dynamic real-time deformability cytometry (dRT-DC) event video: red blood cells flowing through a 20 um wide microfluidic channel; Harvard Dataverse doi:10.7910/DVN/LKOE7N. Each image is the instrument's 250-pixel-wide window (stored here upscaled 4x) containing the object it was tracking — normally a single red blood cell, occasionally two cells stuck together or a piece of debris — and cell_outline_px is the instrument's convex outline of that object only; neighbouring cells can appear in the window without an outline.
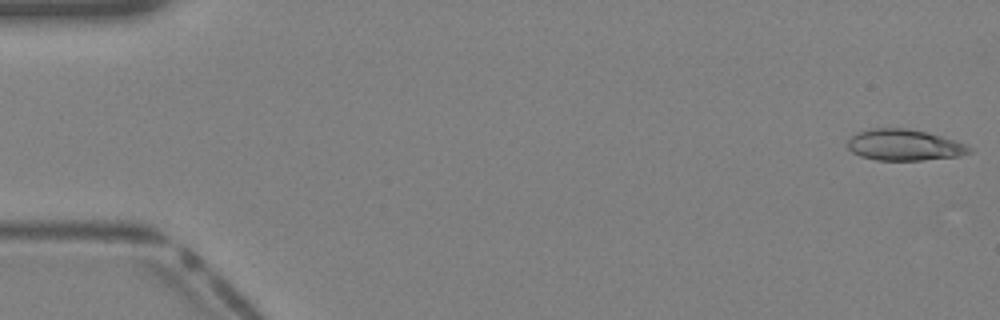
{"species": "Egyptian fruit bat (a non-hibernating species)", "species_latin": "Rousettus aegyptiacus", "temperature_condition": "warm", "stored_images_in_passage": 40, "camera_frame_rate_fps": 3000, "um_per_image_px": 0.085, "animal": {"sex": "female"}, "frame": {"image": 1, "passage_image": 1, "time_ms": 0.0, "image_size_px": [1000, 320], "cell_outline_px": [[972, 152], [960, 156], [924, 160], [876, 160], [860, 156], [852, 152], [848, 148], [848, 140], [856, 132], [872, 128], [908, 128], [928, 132], [956, 140], [968, 144], [972, 148]], "centroid_in_image_um": [76.9, 12.32], "position_along_channel_um": 8.1, "area_um2": 22.43}}
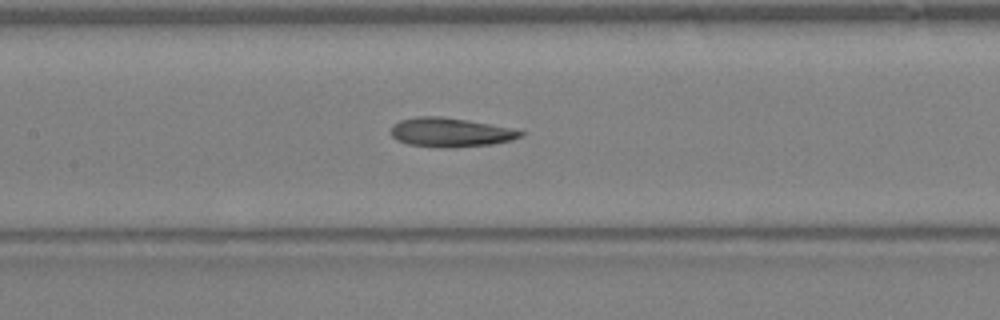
{"frame": {"image": 2, "passage_image": 19, "time_ms": 6.0, "image_size_px": [1000, 320], "cell_outline_px": [[524, 132], [520, 136], [512, 140], [492, 144], [452, 148], [440, 148], [408, 144], [396, 140], [392, 136], [392, 124], [400, 120], [416, 116], [440, 116], [468, 120], [508, 128]], "centroid_in_image_um": [38.22, 11.25], "position_along_channel_um": 169.2, "area_um2": 21.91}}
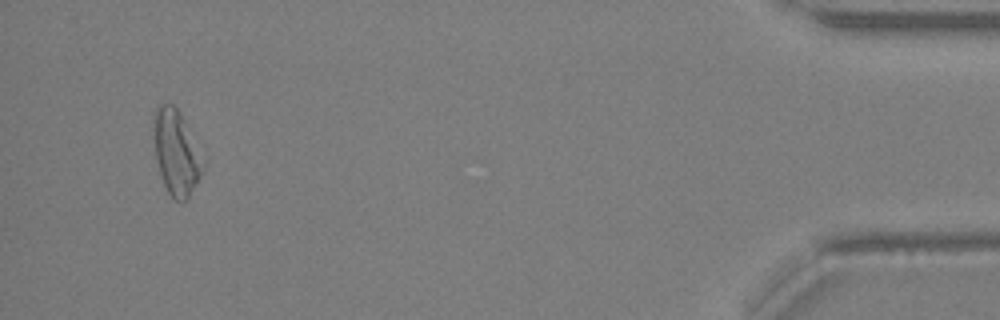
{"frame": {"image": 3, "passage_image": 38, "time_ms": 12.333, "image_size_px": [1000, 320], "cell_outline_px": [[204, 168], [188, 200], [176, 200], [168, 192], [164, 184], [160, 172], [156, 156], [152, 120], [152, 116], [156, 108], [160, 104], [172, 104], [180, 112], [204, 160]], "centroid_in_image_um": [14.97, 12.94], "position_along_channel_um": 420.2, "area_um2": 24.1}}